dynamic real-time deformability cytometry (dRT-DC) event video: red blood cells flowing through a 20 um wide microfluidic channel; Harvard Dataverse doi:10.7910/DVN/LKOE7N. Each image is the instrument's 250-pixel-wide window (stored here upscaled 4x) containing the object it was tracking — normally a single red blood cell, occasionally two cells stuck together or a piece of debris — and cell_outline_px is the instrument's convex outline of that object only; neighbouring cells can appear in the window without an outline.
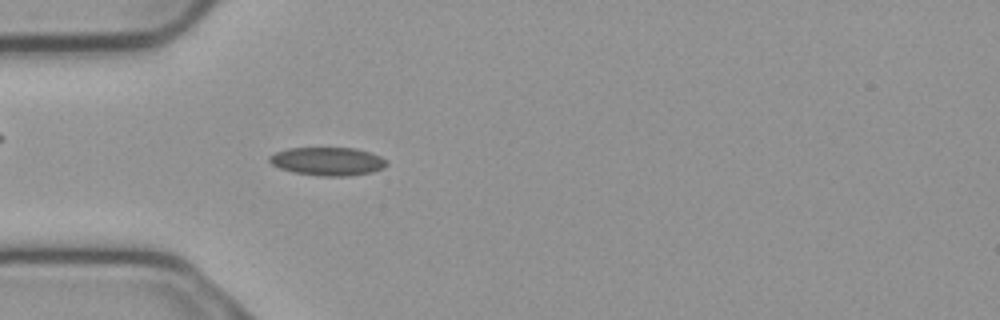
{"species": "common noctule bat (a hibernating species)", "species_latin": "Nyctalus noctula", "temperature_condition": "cold", "stored_images_in_passage": 4, "camera_frame_rate_fps": 3000, "um_per_image_px": 0.085, "animal": {"sex": "male", "body_mass_g": 23.1, "forearm_length_mm": 52.7}, "frame": {"image": 1, "passage_image": 4, "time_ms": 1.0, "image_size_px": [1000, 320], "cell_outline_px": [[388, 164], [384, 168], [372, 172], [348, 176], [320, 176], [292, 172], [280, 168], [272, 164], [268, 160], [268, 156], [276, 152], [288, 148], [356, 148], [380, 156]], "centroid_in_image_um": [27.83, 13.72], "position_along_channel_um": 57.2, "area_um2": 19.31}}